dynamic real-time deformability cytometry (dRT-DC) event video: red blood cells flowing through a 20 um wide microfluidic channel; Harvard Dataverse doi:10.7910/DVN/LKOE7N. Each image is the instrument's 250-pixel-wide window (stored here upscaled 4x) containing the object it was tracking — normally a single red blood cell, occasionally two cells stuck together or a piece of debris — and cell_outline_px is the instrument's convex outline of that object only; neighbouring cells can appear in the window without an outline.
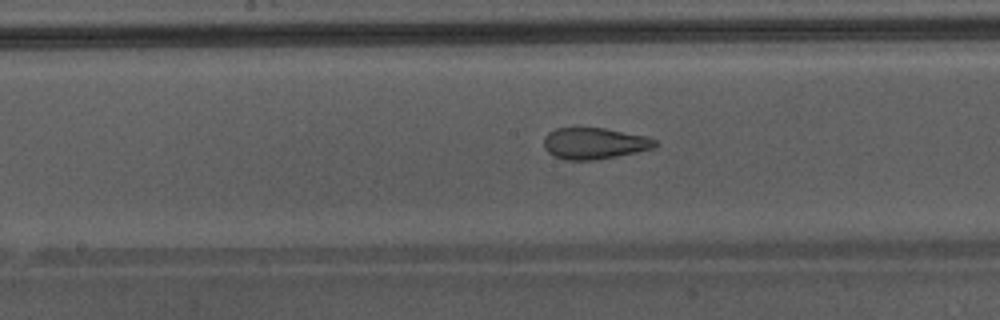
{"species": "Egyptian fruit bat (a non-hibernating species)", "species_latin": "Rousettus aegyptiacus", "temperature_condition": "warm", "stored_images_in_passage": 39, "camera_frame_rate_fps": 3000, "um_per_image_px": 0.085, "animal": {"sex": "male"}, "frame": {"image": 1, "passage_image": 17, "time_ms": 5.333, "image_size_px": [1000, 320], "cell_outline_px": [[656, 148], [616, 156], [592, 160], [568, 160], [556, 156], [548, 152], [544, 148], [544, 136], [548, 132], [556, 128], [604, 128], [648, 136], [656, 140]], "centroid_in_image_um": [50.53, 12.18], "position_along_channel_um": 197.7, "area_um2": 20.29}, "authors_computed_cell_mechanics": {"area_um2": 22.3108, "velocity_mm_per_s": 4.3677, "shape_relaxation_time_tau1_ms": 7.9914, "shape_relaxation_time_tau2_ms": 0.97, "deformation_change_tau1": 0.22, "deformation_change_tau2": 0.0844}}